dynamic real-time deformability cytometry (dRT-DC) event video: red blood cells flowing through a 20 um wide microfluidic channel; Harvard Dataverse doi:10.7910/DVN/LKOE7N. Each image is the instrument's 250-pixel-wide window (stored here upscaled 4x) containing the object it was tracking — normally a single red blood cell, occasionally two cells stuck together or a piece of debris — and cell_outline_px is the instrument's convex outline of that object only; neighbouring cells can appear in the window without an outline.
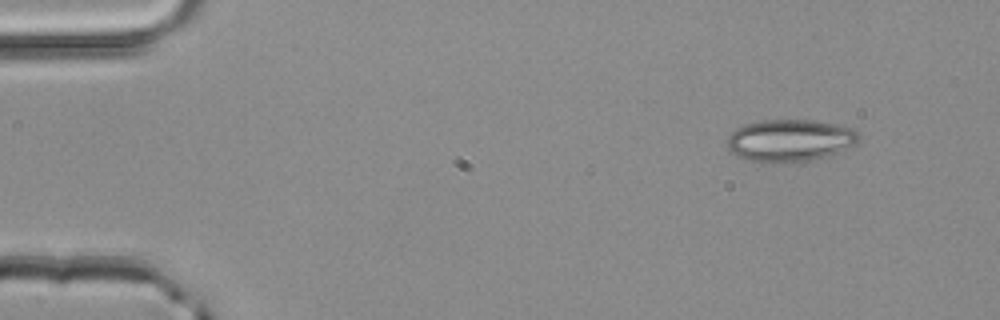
{"species": "common noctule bat (a hibernating species)", "species_latin": "Nyctalus noctula", "temperature_condition": "room temperature", "stored_images_in_passage": 3, "camera_frame_rate_fps": 3000, "um_per_image_px": 0.085, "animal": {"sex": "male", "body_mass_g": 20.4}, "frame": {"image": 1, "passage_image": 1, "time_ms": 0.0, "image_size_px": [1000, 320], "cell_outline_px": [[860, 140], [856, 144], [828, 156], [808, 160], [752, 160], [740, 156], [732, 152], [728, 148], [728, 136], [736, 128], [744, 124], [764, 120], [816, 120], [856, 128], [860, 136]], "centroid_in_image_um": [67.22, 11.88], "position_along_channel_um": 17.8, "area_um2": 31.67}}